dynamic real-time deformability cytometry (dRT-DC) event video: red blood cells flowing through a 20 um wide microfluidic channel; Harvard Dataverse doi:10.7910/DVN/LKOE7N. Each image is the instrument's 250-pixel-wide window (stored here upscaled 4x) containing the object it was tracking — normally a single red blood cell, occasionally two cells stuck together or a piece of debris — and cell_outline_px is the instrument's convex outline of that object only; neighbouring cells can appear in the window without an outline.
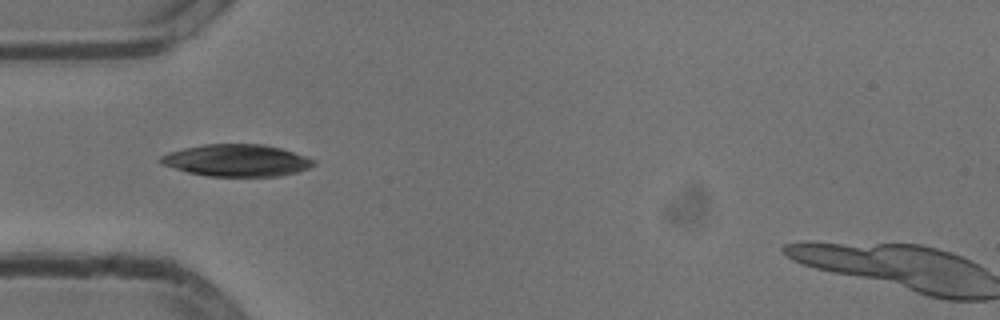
{"species": "common noctule bat (a hibernating species)", "species_latin": "Nyctalus noctula", "temperature_condition": "cold", "stored_images_in_passage": 13, "camera_frame_rate_fps": 3000, "um_per_image_px": 0.085, "animal": {"sex": "male", "body_mass_g": 13.3}, "frame": {"image": 1, "passage_image": 1, "time_ms": 0.0, "image_size_px": [1000, 320], "cell_outline_px": [[316, 164], [308, 168], [296, 172], [280, 176], [208, 176], [188, 172], [160, 164], [156, 160], [160, 156], [168, 152], [184, 148], [204, 144], [264, 144], [280, 148], [316, 160]], "centroid_in_image_um": [20.08, 13.63], "position_along_channel_um": 64.9, "area_um2": 28.55}}
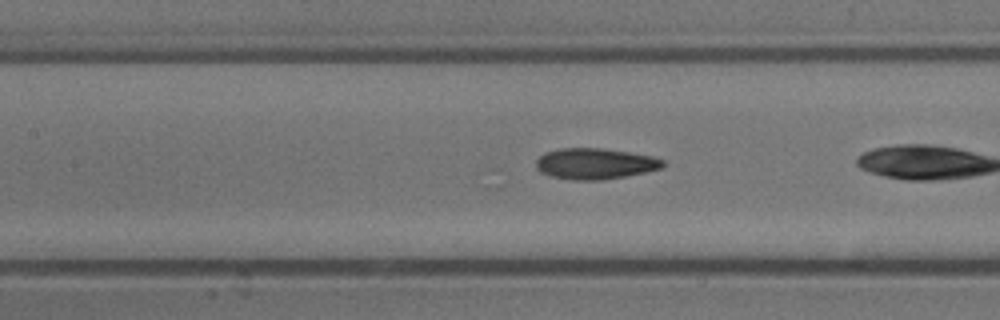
{"frame": {"image": 2, "passage_image": 6, "time_ms": 1.667, "image_size_px": [1000, 320], "cell_outline_px": [[664, 164], [660, 168], [644, 172], [604, 180], [576, 180], [552, 176], [540, 172], [536, 168], [536, 160], [544, 152], [560, 148], [600, 148], [628, 152], [652, 156], [664, 160]], "centroid_in_image_um": [50.54, 13.91], "position_along_channel_um": 156.9, "area_um2": 22.72}}